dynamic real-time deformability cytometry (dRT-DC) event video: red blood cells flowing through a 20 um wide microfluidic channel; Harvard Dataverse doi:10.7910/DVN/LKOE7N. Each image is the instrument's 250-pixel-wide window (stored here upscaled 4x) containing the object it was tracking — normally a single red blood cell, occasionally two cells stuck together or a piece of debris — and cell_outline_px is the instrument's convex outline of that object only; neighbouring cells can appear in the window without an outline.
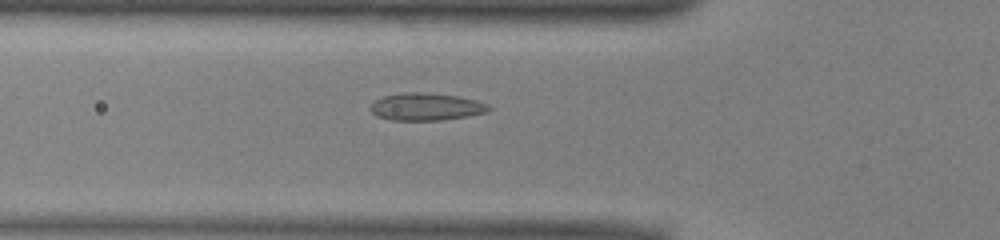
{"species": "common noctule bat (a hibernating species)", "species_latin": "Nyctalus noctula", "temperature_condition": "warm", "stored_images_in_passage": 52, "camera_frame_rate_fps": 3000, "um_per_image_px": 0.085, "animal": {"sex": "male", "body_mass_g": 13.0, "forearm_length_mm": 53.1}, "frame": {"image": 1, "passage_image": 17, "time_ms": 5.333, "image_size_px": [1000, 240], "cell_outline_px": [[492, 108], [488, 112], [468, 116], [440, 120], [392, 120], [376, 116], [372, 112], [372, 104], [376, 100], [384, 96], [404, 92], [424, 92], [460, 96], [476, 100], [488, 104]], "centroid_in_image_um": [36.27, 9.07], "position_along_channel_um": 89.5, "area_um2": 18.9}}
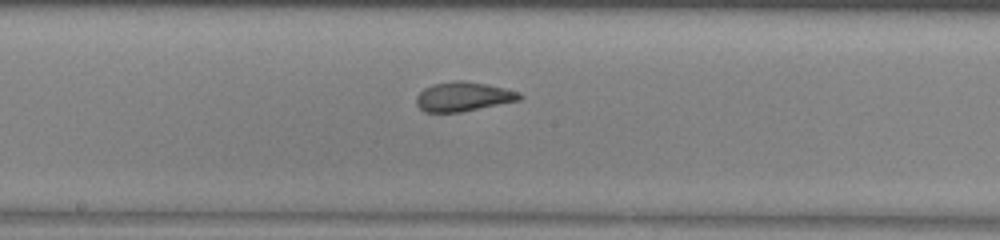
{"frame": {"image": 2, "passage_image": 26, "time_ms": 8.333, "image_size_px": [1000, 240], "cell_outline_px": [[524, 96], [520, 100], [460, 112], [424, 112], [416, 104], [416, 96], [424, 88], [432, 84], [452, 80], [464, 80], [488, 84], [520, 92]], "centroid_in_image_um": [39.37, 8.2], "position_along_channel_um": 208.8, "area_um2": 17.8}}
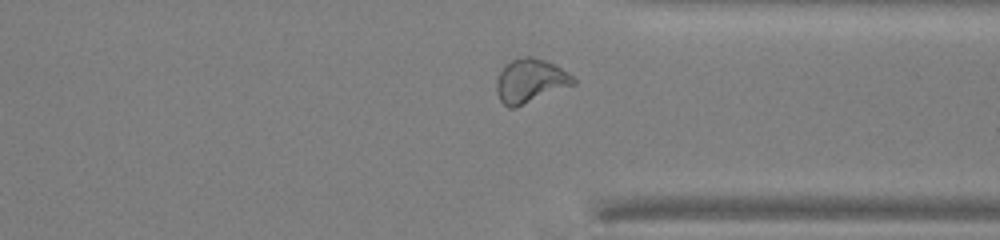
{"frame": {"image": 3, "passage_image": 38, "time_ms": 12.333, "image_size_px": [1000, 240], "cell_outline_px": [[576, 84], [516, 108], [508, 108], [500, 100], [496, 92], [496, 80], [500, 72], [512, 60], [524, 56], [532, 56], [556, 64], [568, 72], [576, 80]], "centroid_in_image_um": [45.09, 6.89], "position_along_channel_um": 366.3, "area_um2": 19.77}, "authors_computed_cell_mechanics": {"area_um2": 19.3052, "velocity_mm_per_s": 3.9717, "shape_relaxation_time_tau1_ms": 6.416, "shape_relaxation_time_tau2_ms": 0.9332, "deformation_change_tau1": 0.1888, "deformation_change_tau2": 0.07}}